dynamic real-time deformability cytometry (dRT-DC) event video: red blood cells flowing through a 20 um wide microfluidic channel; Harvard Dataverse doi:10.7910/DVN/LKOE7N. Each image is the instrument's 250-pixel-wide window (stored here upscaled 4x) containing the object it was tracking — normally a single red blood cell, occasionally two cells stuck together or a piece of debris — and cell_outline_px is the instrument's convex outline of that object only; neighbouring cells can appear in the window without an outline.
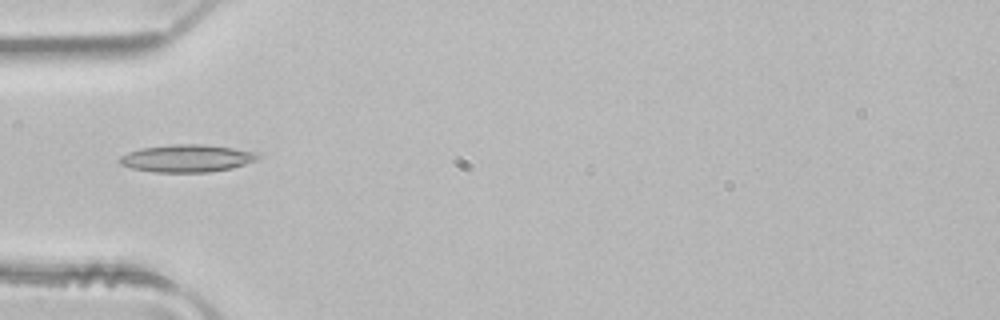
{"species": "common noctule bat (a hibernating species)", "species_latin": "Nyctalus noctula", "temperature_condition": "room temperature", "stored_images_in_passage": 2, "camera_frame_rate_fps": 3000, "um_per_image_px": 0.085, "animal": {"sex": "male", "body_mass_g": 21.5, "forearm_length_mm": 52.0}, "frame": {"image": 1, "passage_image": 2, "time_ms": 0.333, "image_size_px": [1000, 320], "cell_outline_px": [[260, 156], [256, 160], [232, 168], [208, 172], [152, 172], [132, 168], [120, 164], [116, 160], [120, 156], [128, 152], [140, 148], [172, 144], [204, 144], [260, 152]], "centroid_in_image_um": [15.87, 13.45], "position_along_channel_um": 69.1, "area_um2": 22.31}}